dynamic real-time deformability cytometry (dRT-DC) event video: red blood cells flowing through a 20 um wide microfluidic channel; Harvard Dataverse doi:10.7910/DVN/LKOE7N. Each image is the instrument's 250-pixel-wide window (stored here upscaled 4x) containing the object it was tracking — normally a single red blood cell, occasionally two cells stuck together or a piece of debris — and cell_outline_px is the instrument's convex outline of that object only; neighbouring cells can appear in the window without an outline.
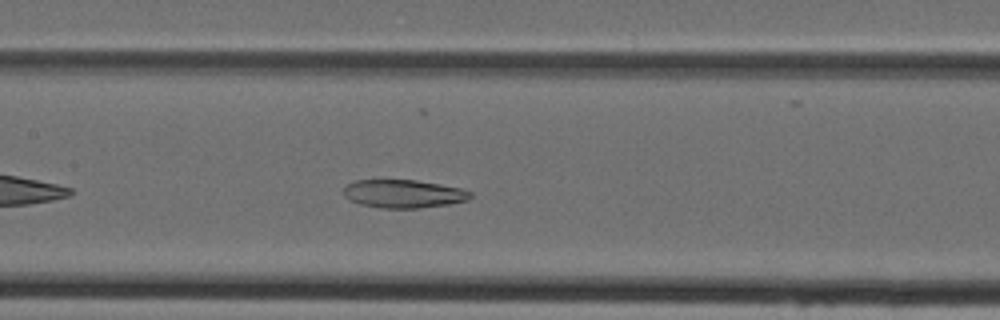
{"species": "Egyptian fruit bat (a non-hibernating species)", "species_latin": "Rousettus aegyptiacus", "temperature_condition": "cold", "stored_images_in_passage": 35, "camera_frame_rate_fps": 3000, "um_per_image_px": 0.085, "animal": {"sex": "female"}, "frame": {"image": 1, "passage_image": 10, "time_ms": 3.0, "image_size_px": [1000, 320], "cell_outline_px": [[472, 196], [468, 200], [448, 204], [420, 208], [380, 208], [360, 204], [348, 200], [344, 196], [344, 188], [348, 184], [356, 180], [416, 180], [440, 184], [460, 188], [472, 192]], "centroid_in_image_um": [34.29, 16.47], "position_along_channel_um": 173.1, "area_um2": 20.87}}
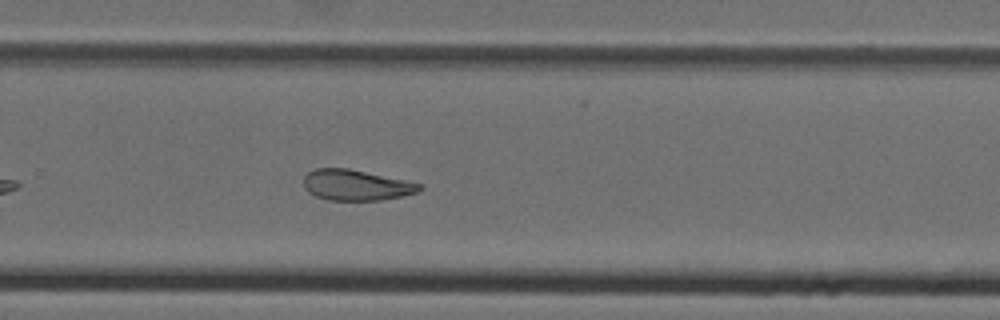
{"frame": {"image": 2, "passage_image": 19, "time_ms": 6.0, "image_size_px": [1000, 320], "cell_outline_px": [[424, 188], [416, 192], [400, 196], [380, 200], [328, 200], [316, 196], [308, 192], [304, 188], [304, 176], [308, 172], [316, 168], [348, 168], [424, 184]], "centroid_in_image_um": [30.26, 15.73], "position_along_channel_um": 299.5, "area_um2": 20.69}}
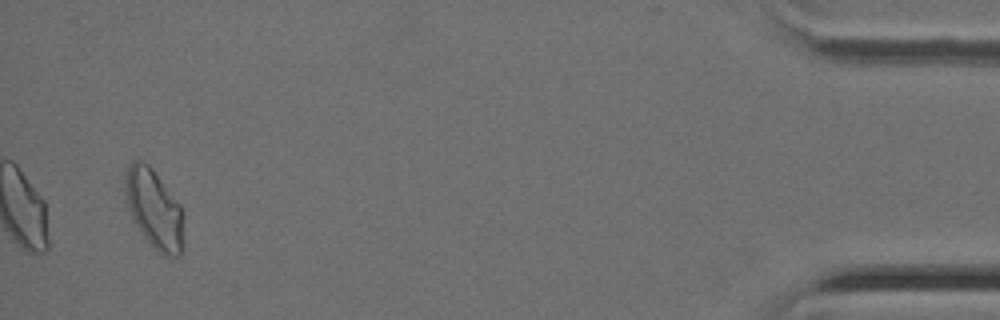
{"frame": {"image": 3, "passage_image": 33, "time_ms": 10.667, "image_size_px": [1000, 320], "cell_outline_px": [[184, 244], [180, 256], [168, 260], [144, 236], [136, 224], [132, 216], [128, 204], [128, 164], [132, 160], [136, 160], [148, 164], [180, 204], [184, 212]], "centroid_in_image_um": [13.22, 17.86], "position_along_channel_um": 422.0, "area_um2": 26.41}}